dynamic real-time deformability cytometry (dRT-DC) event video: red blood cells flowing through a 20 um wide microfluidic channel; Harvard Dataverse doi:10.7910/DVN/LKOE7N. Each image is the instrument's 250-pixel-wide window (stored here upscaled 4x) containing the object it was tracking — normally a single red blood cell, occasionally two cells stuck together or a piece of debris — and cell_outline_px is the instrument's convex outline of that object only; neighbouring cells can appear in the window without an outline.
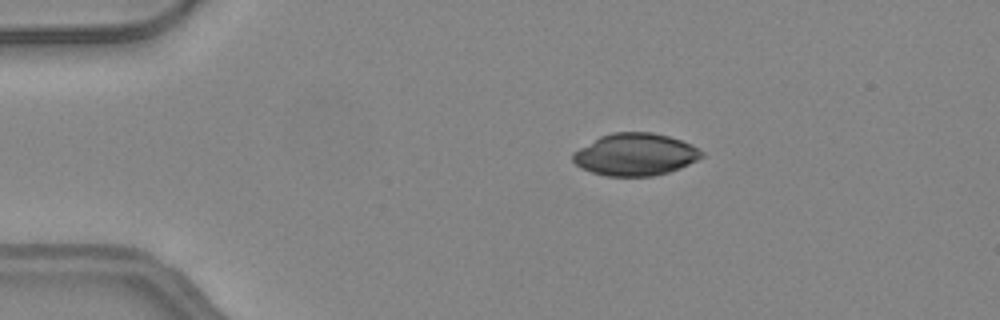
{"species": "common noctule bat (a hibernating species)", "species_latin": "Nyctalus noctula", "temperature_condition": "warm", "stored_images_in_passage": 42, "camera_frame_rate_fps": 3000, "um_per_image_px": 0.085, "animal": {"sex": "female", "body_mass_g": 24.6, "forearm_length_mm": 56.2}, "frame": {"image": 1, "passage_image": 3, "time_ms": 0.667, "image_size_px": [1000, 320], "cell_outline_px": [[704, 156], [680, 168], [668, 172], [652, 176], [604, 176], [580, 168], [572, 160], [572, 152], [600, 136], [612, 132], [652, 132], [668, 136], [680, 140], [704, 152]], "centroid_in_image_um": [53.95, 13.13], "position_along_channel_um": 31.0, "area_um2": 31.62}}
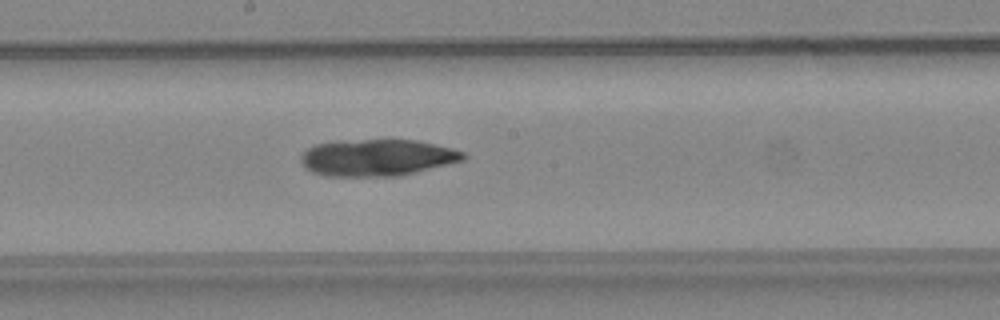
{"frame": {"image": 2, "passage_image": 20, "time_ms": 6.333, "image_size_px": [1000, 320], "cell_outline_px": [[468, 156], [464, 160], [400, 176], [324, 176], [312, 172], [304, 168], [300, 160], [300, 156], [308, 148], [316, 144], [364, 140], [416, 140], [452, 148], [464, 152]], "centroid_in_image_um": [32.07, 13.41], "position_along_channel_um": 216.1, "area_um2": 34.56}}
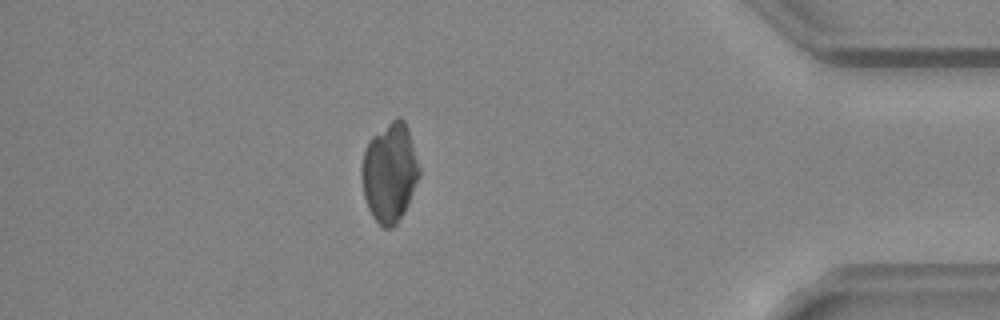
{"frame": {"image": 3, "passage_image": 36, "time_ms": 11.667, "image_size_px": [1000, 320], "cell_outline_px": [[420, 176], [408, 204], [404, 212], [396, 224], [392, 228], [384, 228], [372, 216], [368, 208], [364, 196], [360, 176], [360, 172], [364, 152], [368, 140], [372, 136], [396, 116], [400, 116], [404, 120], [408, 128], [420, 168]], "centroid_in_image_um": [33.11, 14.65], "position_along_channel_um": 402.1, "area_um2": 33.47}}